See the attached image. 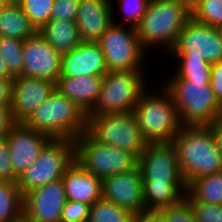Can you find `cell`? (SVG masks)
<instances>
[{"label": "cell", "instance_id": "obj_1", "mask_svg": "<svg viewBox=\"0 0 222 222\" xmlns=\"http://www.w3.org/2000/svg\"><path fill=\"white\" fill-rule=\"evenodd\" d=\"M190 19L191 5L183 0H149L136 27L140 43L147 51L162 47L168 54Z\"/></svg>", "mask_w": 222, "mask_h": 222}, {"label": "cell", "instance_id": "obj_2", "mask_svg": "<svg viewBox=\"0 0 222 222\" xmlns=\"http://www.w3.org/2000/svg\"><path fill=\"white\" fill-rule=\"evenodd\" d=\"M171 142L187 185L197 178L222 171V156L208 126H182Z\"/></svg>", "mask_w": 222, "mask_h": 222}, {"label": "cell", "instance_id": "obj_3", "mask_svg": "<svg viewBox=\"0 0 222 222\" xmlns=\"http://www.w3.org/2000/svg\"><path fill=\"white\" fill-rule=\"evenodd\" d=\"M162 83L175 103L182 126H209L222 115L210 82L168 78Z\"/></svg>", "mask_w": 222, "mask_h": 222}, {"label": "cell", "instance_id": "obj_4", "mask_svg": "<svg viewBox=\"0 0 222 222\" xmlns=\"http://www.w3.org/2000/svg\"><path fill=\"white\" fill-rule=\"evenodd\" d=\"M23 124L46 133L52 139L74 141L86 130L87 117L78 106L55 88Z\"/></svg>", "mask_w": 222, "mask_h": 222}, {"label": "cell", "instance_id": "obj_5", "mask_svg": "<svg viewBox=\"0 0 222 222\" xmlns=\"http://www.w3.org/2000/svg\"><path fill=\"white\" fill-rule=\"evenodd\" d=\"M157 90L146 89L133 112L148 143L171 142L182 125L170 93L161 84Z\"/></svg>", "mask_w": 222, "mask_h": 222}, {"label": "cell", "instance_id": "obj_6", "mask_svg": "<svg viewBox=\"0 0 222 222\" xmlns=\"http://www.w3.org/2000/svg\"><path fill=\"white\" fill-rule=\"evenodd\" d=\"M144 71L107 72L95 107L86 116L133 112L140 96L148 89Z\"/></svg>", "mask_w": 222, "mask_h": 222}, {"label": "cell", "instance_id": "obj_7", "mask_svg": "<svg viewBox=\"0 0 222 222\" xmlns=\"http://www.w3.org/2000/svg\"><path fill=\"white\" fill-rule=\"evenodd\" d=\"M74 143L75 160L101 180L138 165V159L132 153L97 141L87 130Z\"/></svg>", "mask_w": 222, "mask_h": 222}, {"label": "cell", "instance_id": "obj_8", "mask_svg": "<svg viewBox=\"0 0 222 222\" xmlns=\"http://www.w3.org/2000/svg\"><path fill=\"white\" fill-rule=\"evenodd\" d=\"M75 161V143L69 139H51L40 151L38 159L17 179L24 196L52 181L62 179L66 169Z\"/></svg>", "mask_w": 222, "mask_h": 222}, {"label": "cell", "instance_id": "obj_9", "mask_svg": "<svg viewBox=\"0 0 222 222\" xmlns=\"http://www.w3.org/2000/svg\"><path fill=\"white\" fill-rule=\"evenodd\" d=\"M86 130L99 142L132 153L137 159L148 142L143 138L134 112L86 116Z\"/></svg>", "mask_w": 222, "mask_h": 222}, {"label": "cell", "instance_id": "obj_10", "mask_svg": "<svg viewBox=\"0 0 222 222\" xmlns=\"http://www.w3.org/2000/svg\"><path fill=\"white\" fill-rule=\"evenodd\" d=\"M105 56L107 71L143 70L147 51L135 27L112 23L97 42Z\"/></svg>", "mask_w": 222, "mask_h": 222}, {"label": "cell", "instance_id": "obj_11", "mask_svg": "<svg viewBox=\"0 0 222 222\" xmlns=\"http://www.w3.org/2000/svg\"><path fill=\"white\" fill-rule=\"evenodd\" d=\"M175 59H202L210 64L222 60V34L219 28L190 19L175 46L168 52Z\"/></svg>", "mask_w": 222, "mask_h": 222}, {"label": "cell", "instance_id": "obj_12", "mask_svg": "<svg viewBox=\"0 0 222 222\" xmlns=\"http://www.w3.org/2000/svg\"><path fill=\"white\" fill-rule=\"evenodd\" d=\"M138 167L143 183H186L172 142L148 143Z\"/></svg>", "mask_w": 222, "mask_h": 222}, {"label": "cell", "instance_id": "obj_13", "mask_svg": "<svg viewBox=\"0 0 222 222\" xmlns=\"http://www.w3.org/2000/svg\"><path fill=\"white\" fill-rule=\"evenodd\" d=\"M65 203L63 180L52 181L23 196V219L27 222H61Z\"/></svg>", "mask_w": 222, "mask_h": 222}, {"label": "cell", "instance_id": "obj_14", "mask_svg": "<svg viewBox=\"0 0 222 222\" xmlns=\"http://www.w3.org/2000/svg\"><path fill=\"white\" fill-rule=\"evenodd\" d=\"M23 76L57 83L61 75L62 55L37 32L23 41Z\"/></svg>", "mask_w": 222, "mask_h": 222}, {"label": "cell", "instance_id": "obj_15", "mask_svg": "<svg viewBox=\"0 0 222 222\" xmlns=\"http://www.w3.org/2000/svg\"><path fill=\"white\" fill-rule=\"evenodd\" d=\"M102 199L132 213L145 211L143 180L138 165L127 172L102 179Z\"/></svg>", "mask_w": 222, "mask_h": 222}, {"label": "cell", "instance_id": "obj_16", "mask_svg": "<svg viewBox=\"0 0 222 222\" xmlns=\"http://www.w3.org/2000/svg\"><path fill=\"white\" fill-rule=\"evenodd\" d=\"M56 83L35 77L14 78L11 114L15 123H24L54 91Z\"/></svg>", "mask_w": 222, "mask_h": 222}, {"label": "cell", "instance_id": "obj_17", "mask_svg": "<svg viewBox=\"0 0 222 222\" xmlns=\"http://www.w3.org/2000/svg\"><path fill=\"white\" fill-rule=\"evenodd\" d=\"M52 138L46 133L16 123L7 137L14 174L20 176L39 157L40 151Z\"/></svg>", "mask_w": 222, "mask_h": 222}, {"label": "cell", "instance_id": "obj_18", "mask_svg": "<svg viewBox=\"0 0 222 222\" xmlns=\"http://www.w3.org/2000/svg\"><path fill=\"white\" fill-rule=\"evenodd\" d=\"M114 11L113 0H80L75 22L81 41L97 43L113 23Z\"/></svg>", "mask_w": 222, "mask_h": 222}, {"label": "cell", "instance_id": "obj_19", "mask_svg": "<svg viewBox=\"0 0 222 222\" xmlns=\"http://www.w3.org/2000/svg\"><path fill=\"white\" fill-rule=\"evenodd\" d=\"M60 76L106 75L105 56L98 43L81 42L75 49L62 55Z\"/></svg>", "mask_w": 222, "mask_h": 222}, {"label": "cell", "instance_id": "obj_20", "mask_svg": "<svg viewBox=\"0 0 222 222\" xmlns=\"http://www.w3.org/2000/svg\"><path fill=\"white\" fill-rule=\"evenodd\" d=\"M66 200L92 206L102 198V180L83 168L76 160L62 177Z\"/></svg>", "mask_w": 222, "mask_h": 222}, {"label": "cell", "instance_id": "obj_21", "mask_svg": "<svg viewBox=\"0 0 222 222\" xmlns=\"http://www.w3.org/2000/svg\"><path fill=\"white\" fill-rule=\"evenodd\" d=\"M102 82L101 76H59L56 89L87 115L95 107Z\"/></svg>", "mask_w": 222, "mask_h": 222}, {"label": "cell", "instance_id": "obj_22", "mask_svg": "<svg viewBox=\"0 0 222 222\" xmlns=\"http://www.w3.org/2000/svg\"><path fill=\"white\" fill-rule=\"evenodd\" d=\"M38 32L61 55L72 51L82 42L75 21L50 20Z\"/></svg>", "mask_w": 222, "mask_h": 222}, {"label": "cell", "instance_id": "obj_23", "mask_svg": "<svg viewBox=\"0 0 222 222\" xmlns=\"http://www.w3.org/2000/svg\"><path fill=\"white\" fill-rule=\"evenodd\" d=\"M187 183H143L145 210L158 211L185 199Z\"/></svg>", "mask_w": 222, "mask_h": 222}, {"label": "cell", "instance_id": "obj_24", "mask_svg": "<svg viewBox=\"0 0 222 222\" xmlns=\"http://www.w3.org/2000/svg\"><path fill=\"white\" fill-rule=\"evenodd\" d=\"M37 32L20 4L9 3L0 12V37L24 41Z\"/></svg>", "mask_w": 222, "mask_h": 222}, {"label": "cell", "instance_id": "obj_25", "mask_svg": "<svg viewBox=\"0 0 222 222\" xmlns=\"http://www.w3.org/2000/svg\"><path fill=\"white\" fill-rule=\"evenodd\" d=\"M187 193L195 201L222 205V171L193 180Z\"/></svg>", "mask_w": 222, "mask_h": 222}, {"label": "cell", "instance_id": "obj_26", "mask_svg": "<svg viewBox=\"0 0 222 222\" xmlns=\"http://www.w3.org/2000/svg\"><path fill=\"white\" fill-rule=\"evenodd\" d=\"M23 219V195L17 182L0 181V222Z\"/></svg>", "mask_w": 222, "mask_h": 222}, {"label": "cell", "instance_id": "obj_27", "mask_svg": "<svg viewBox=\"0 0 222 222\" xmlns=\"http://www.w3.org/2000/svg\"><path fill=\"white\" fill-rule=\"evenodd\" d=\"M133 214L101 198L91 206L88 222H131Z\"/></svg>", "mask_w": 222, "mask_h": 222}, {"label": "cell", "instance_id": "obj_28", "mask_svg": "<svg viewBox=\"0 0 222 222\" xmlns=\"http://www.w3.org/2000/svg\"><path fill=\"white\" fill-rule=\"evenodd\" d=\"M177 61V62H176ZM174 75L169 78H183L191 81L210 82L211 64L202 59H176Z\"/></svg>", "mask_w": 222, "mask_h": 222}, {"label": "cell", "instance_id": "obj_29", "mask_svg": "<svg viewBox=\"0 0 222 222\" xmlns=\"http://www.w3.org/2000/svg\"><path fill=\"white\" fill-rule=\"evenodd\" d=\"M191 18L220 28L222 26V0H195L191 4Z\"/></svg>", "mask_w": 222, "mask_h": 222}, {"label": "cell", "instance_id": "obj_30", "mask_svg": "<svg viewBox=\"0 0 222 222\" xmlns=\"http://www.w3.org/2000/svg\"><path fill=\"white\" fill-rule=\"evenodd\" d=\"M0 56L14 78L22 76L24 63L22 40L0 37Z\"/></svg>", "mask_w": 222, "mask_h": 222}, {"label": "cell", "instance_id": "obj_31", "mask_svg": "<svg viewBox=\"0 0 222 222\" xmlns=\"http://www.w3.org/2000/svg\"><path fill=\"white\" fill-rule=\"evenodd\" d=\"M54 0H24L20 6L37 31L51 20Z\"/></svg>", "mask_w": 222, "mask_h": 222}, {"label": "cell", "instance_id": "obj_32", "mask_svg": "<svg viewBox=\"0 0 222 222\" xmlns=\"http://www.w3.org/2000/svg\"><path fill=\"white\" fill-rule=\"evenodd\" d=\"M148 2L149 0H118V10L123 11V19H121V23H119L114 19L113 14V23L121 25L127 24V26L136 28L146 12Z\"/></svg>", "mask_w": 222, "mask_h": 222}, {"label": "cell", "instance_id": "obj_33", "mask_svg": "<svg viewBox=\"0 0 222 222\" xmlns=\"http://www.w3.org/2000/svg\"><path fill=\"white\" fill-rule=\"evenodd\" d=\"M185 200L190 204L196 222H222V205L195 201L188 193Z\"/></svg>", "mask_w": 222, "mask_h": 222}, {"label": "cell", "instance_id": "obj_34", "mask_svg": "<svg viewBox=\"0 0 222 222\" xmlns=\"http://www.w3.org/2000/svg\"><path fill=\"white\" fill-rule=\"evenodd\" d=\"M162 222H196L190 204L184 199L177 205L158 210Z\"/></svg>", "mask_w": 222, "mask_h": 222}, {"label": "cell", "instance_id": "obj_35", "mask_svg": "<svg viewBox=\"0 0 222 222\" xmlns=\"http://www.w3.org/2000/svg\"><path fill=\"white\" fill-rule=\"evenodd\" d=\"M90 208L91 206L85 203L66 200L61 213V222H87Z\"/></svg>", "mask_w": 222, "mask_h": 222}, {"label": "cell", "instance_id": "obj_36", "mask_svg": "<svg viewBox=\"0 0 222 222\" xmlns=\"http://www.w3.org/2000/svg\"><path fill=\"white\" fill-rule=\"evenodd\" d=\"M80 0H54L51 20L75 21Z\"/></svg>", "mask_w": 222, "mask_h": 222}, {"label": "cell", "instance_id": "obj_37", "mask_svg": "<svg viewBox=\"0 0 222 222\" xmlns=\"http://www.w3.org/2000/svg\"><path fill=\"white\" fill-rule=\"evenodd\" d=\"M14 174L7 138H0V181L17 182Z\"/></svg>", "mask_w": 222, "mask_h": 222}, {"label": "cell", "instance_id": "obj_38", "mask_svg": "<svg viewBox=\"0 0 222 222\" xmlns=\"http://www.w3.org/2000/svg\"><path fill=\"white\" fill-rule=\"evenodd\" d=\"M211 88L222 106V60L211 64Z\"/></svg>", "mask_w": 222, "mask_h": 222}, {"label": "cell", "instance_id": "obj_39", "mask_svg": "<svg viewBox=\"0 0 222 222\" xmlns=\"http://www.w3.org/2000/svg\"><path fill=\"white\" fill-rule=\"evenodd\" d=\"M14 78H0V107L10 108Z\"/></svg>", "mask_w": 222, "mask_h": 222}, {"label": "cell", "instance_id": "obj_40", "mask_svg": "<svg viewBox=\"0 0 222 222\" xmlns=\"http://www.w3.org/2000/svg\"><path fill=\"white\" fill-rule=\"evenodd\" d=\"M15 124L10 108L0 107V138H7Z\"/></svg>", "mask_w": 222, "mask_h": 222}, {"label": "cell", "instance_id": "obj_41", "mask_svg": "<svg viewBox=\"0 0 222 222\" xmlns=\"http://www.w3.org/2000/svg\"><path fill=\"white\" fill-rule=\"evenodd\" d=\"M131 222H162L159 211L145 210L133 214Z\"/></svg>", "mask_w": 222, "mask_h": 222}, {"label": "cell", "instance_id": "obj_42", "mask_svg": "<svg viewBox=\"0 0 222 222\" xmlns=\"http://www.w3.org/2000/svg\"><path fill=\"white\" fill-rule=\"evenodd\" d=\"M214 137L216 149L222 156V118L219 117L215 122L208 126Z\"/></svg>", "mask_w": 222, "mask_h": 222}, {"label": "cell", "instance_id": "obj_43", "mask_svg": "<svg viewBox=\"0 0 222 222\" xmlns=\"http://www.w3.org/2000/svg\"><path fill=\"white\" fill-rule=\"evenodd\" d=\"M0 78H14L10 74L5 61L1 58V56H0Z\"/></svg>", "mask_w": 222, "mask_h": 222}, {"label": "cell", "instance_id": "obj_44", "mask_svg": "<svg viewBox=\"0 0 222 222\" xmlns=\"http://www.w3.org/2000/svg\"><path fill=\"white\" fill-rule=\"evenodd\" d=\"M10 3L9 0H0V12Z\"/></svg>", "mask_w": 222, "mask_h": 222}, {"label": "cell", "instance_id": "obj_45", "mask_svg": "<svg viewBox=\"0 0 222 222\" xmlns=\"http://www.w3.org/2000/svg\"><path fill=\"white\" fill-rule=\"evenodd\" d=\"M11 4H21L24 0H9Z\"/></svg>", "mask_w": 222, "mask_h": 222}, {"label": "cell", "instance_id": "obj_46", "mask_svg": "<svg viewBox=\"0 0 222 222\" xmlns=\"http://www.w3.org/2000/svg\"><path fill=\"white\" fill-rule=\"evenodd\" d=\"M183 1H185L191 5L195 0H183Z\"/></svg>", "mask_w": 222, "mask_h": 222}, {"label": "cell", "instance_id": "obj_47", "mask_svg": "<svg viewBox=\"0 0 222 222\" xmlns=\"http://www.w3.org/2000/svg\"><path fill=\"white\" fill-rule=\"evenodd\" d=\"M19 222H27L26 220H24V219H22V220H20Z\"/></svg>", "mask_w": 222, "mask_h": 222}]
</instances>
